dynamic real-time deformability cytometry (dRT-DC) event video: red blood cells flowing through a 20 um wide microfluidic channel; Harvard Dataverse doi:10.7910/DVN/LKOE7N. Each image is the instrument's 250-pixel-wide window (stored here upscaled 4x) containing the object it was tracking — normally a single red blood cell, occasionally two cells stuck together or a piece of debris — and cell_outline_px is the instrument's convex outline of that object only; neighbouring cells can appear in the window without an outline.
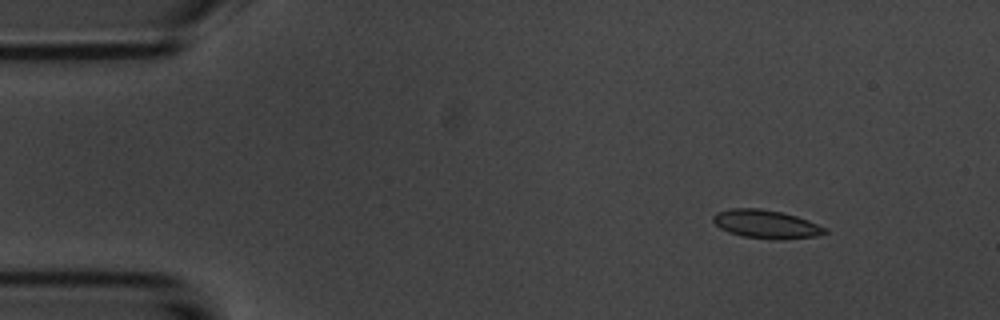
{"species": "common noctule bat (a hibernating species)", "species_latin": "Nyctalus noctula", "temperature_condition": "room temperature", "stored_images_in_passage": 5, "camera_frame_rate_fps": 3000, "um_per_image_px": 0.085, "animal": {"sex": "male", "body_mass_g": 20.1, "forearm_length_mm": 53.5}, "frame": {"image": 1, "passage_image": 1, "time_ms": 0.0, "image_size_px": [1000, 320], "cell_outline_px": [[828, 232], [816, 236], [744, 236], [728, 232], [720, 228], [712, 220], [712, 216], [716, 212], [732, 208], [760, 208], [780, 212], [796, 216], [808, 220], [828, 228]], "centroid_in_image_um": [65.06, 18.98], "position_along_channel_um": 19.9, "area_um2": 17.46}}
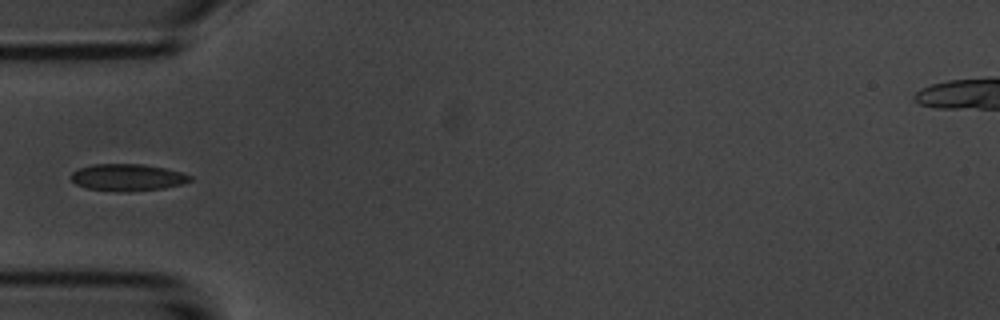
{"frame": {"image": 2, "passage_image": 4, "time_ms": 3.667, "image_size_px": [1000, 320], "cell_outline_px": [[192, 180], [180, 184], [164, 188], [128, 192], [120, 192], [88, 188], [76, 184], [72, 180], [72, 172], [80, 168], [92, 164], [144, 164], [164, 168], [180, 172], [192, 176]], "centroid_in_image_um": [10.84, 15.08], "position_along_channel_um": 74.2, "area_um2": 18.55}}